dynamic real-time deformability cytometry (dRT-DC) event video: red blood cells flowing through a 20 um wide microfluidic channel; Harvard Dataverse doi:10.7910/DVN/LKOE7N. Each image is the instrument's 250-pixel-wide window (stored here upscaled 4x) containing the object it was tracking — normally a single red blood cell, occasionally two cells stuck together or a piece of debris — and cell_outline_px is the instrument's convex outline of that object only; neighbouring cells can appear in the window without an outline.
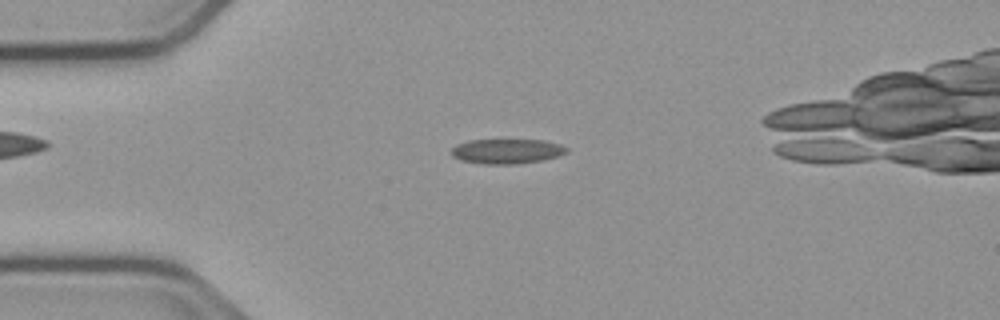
{"species": "common noctule bat (a hibernating species)", "species_latin": "Nyctalus noctula", "temperature_condition": "cold", "stored_images_in_passage": 48, "camera_frame_rate_fps": 3000, "um_per_image_px": 0.085, "animal": {"sex": "male", "body_mass_g": 23.1, "forearm_length_mm": 52.7}, "frame": {"image": 1, "passage_image": 12, "time_ms": 3.667, "image_size_px": [1000, 320], "cell_outline_px": [[568, 152], [556, 156], [540, 160], [512, 164], [484, 164], [460, 160], [452, 156], [452, 148], [456, 144], [468, 140], [544, 140], [560, 144], [568, 148]], "centroid_in_image_um": [43.05, 12.85], "position_along_channel_um": 41.9, "area_um2": 16.53}}
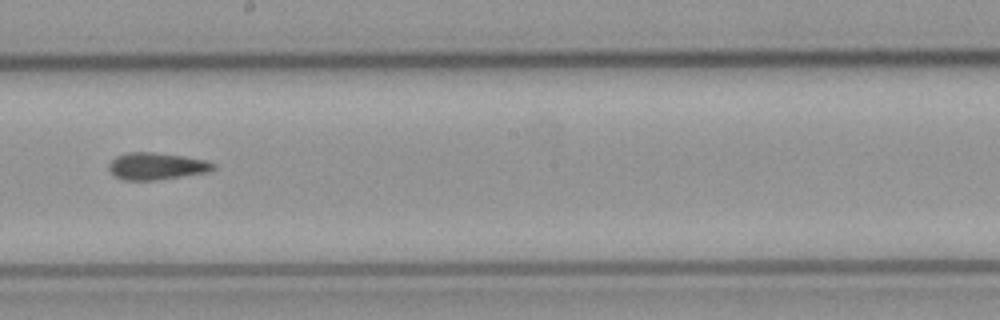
{"frame": {"image": 2, "passage_image": 29, "time_ms": 9.333, "image_size_px": [1000, 320], "cell_outline_px": [[216, 168], [208, 172], [156, 180], [124, 180], [112, 176], [108, 168], [108, 164], [116, 156], [128, 152], [152, 152], [184, 156], [208, 160], [216, 164]], "centroid_in_image_um": [13.3, 14.12], "position_along_channel_um": 234.9, "area_um2": 16.65}}
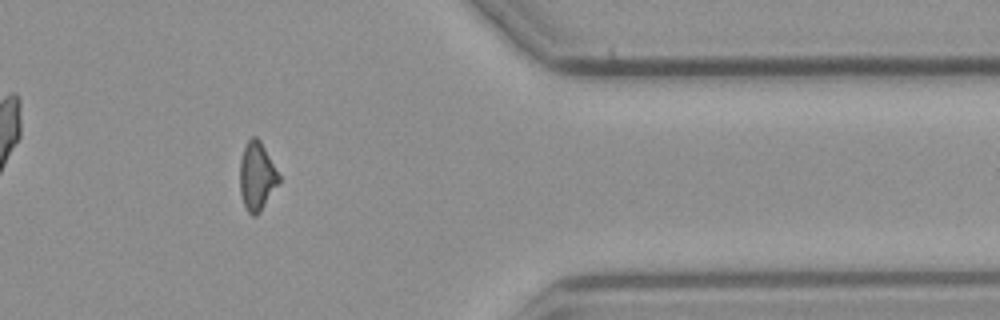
{"frame": {"image": 3, "passage_image": 43, "time_ms": 14.0, "image_size_px": [1000, 320], "cell_outline_px": [[280, 180], [260, 212], [256, 216], [252, 216], [248, 212], [244, 204], [240, 192], [240, 160], [244, 148], [248, 140], [252, 136], [256, 136], [260, 140], [280, 176]], "centroid_in_image_um": [21.82, 14.98], "position_along_channel_um": 389.6, "area_um2": 15.32}}